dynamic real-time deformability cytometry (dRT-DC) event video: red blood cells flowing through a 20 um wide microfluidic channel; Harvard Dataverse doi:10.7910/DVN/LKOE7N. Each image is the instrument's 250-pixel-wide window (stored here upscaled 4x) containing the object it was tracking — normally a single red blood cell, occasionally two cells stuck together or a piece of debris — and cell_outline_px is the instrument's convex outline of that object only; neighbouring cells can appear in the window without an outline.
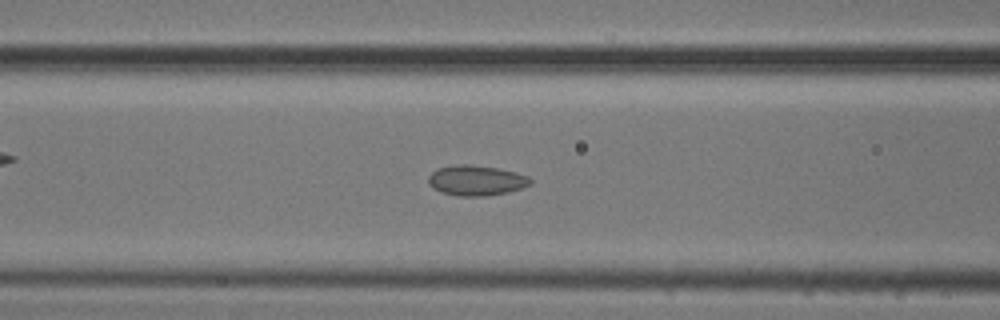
{"species": "common noctule bat (a hibernating species)", "species_latin": "Nyctalus noctula", "temperature_condition": "cold", "stored_images_in_passage": 53, "camera_frame_rate_fps": 3000, "um_per_image_px": 0.085, "animal": {"sex": "male", "body_mass_g": 20.5, "forearm_length_mm": 52.5}, "frame": {"image": 1, "passage_image": 21, "time_ms": 6.667, "image_size_px": [1000, 320], "cell_outline_px": [[532, 184], [508, 192], [488, 196], [456, 196], [440, 192], [432, 188], [428, 184], [428, 176], [436, 168], [460, 164], [468, 164], [496, 168], [516, 172], [528, 176], [532, 180]], "centroid_in_image_um": [40.45, 15.34], "position_along_channel_um": 126.2, "area_um2": 18.15}}
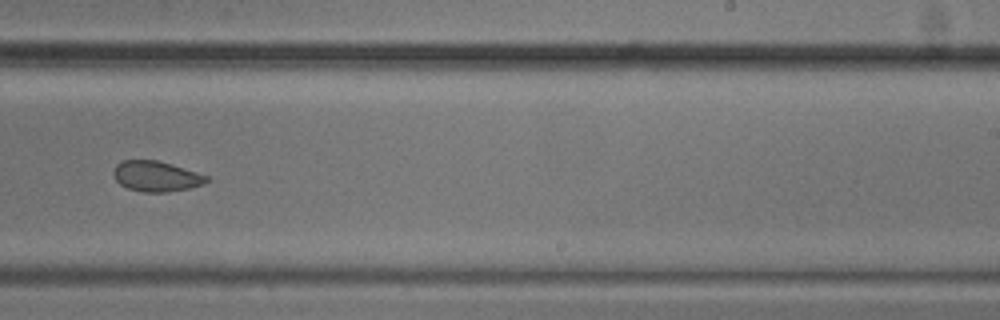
{"frame": {"image": 2, "passage_image": 33, "time_ms": 10.667, "image_size_px": [1000, 320], "cell_outline_px": [[208, 180], [204, 184], [188, 188], [168, 192], [144, 192], [128, 188], [120, 184], [116, 180], [112, 172], [116, 164], [124, 160], [156, 160], [172, 164], [208, 176]], "centroid_in_image_um": [13.26, 14.98], "position_along_channel_um": 275.7, "area_um2": 16.42}}
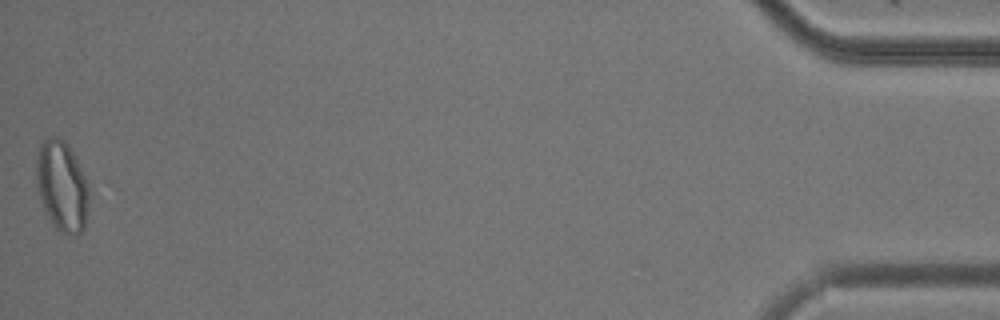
{"frame": {"image": 3, "passage_image": 53, "time_ms": 17.333, "image_size_px": [1000, 320], "cell_outline_px": [[88, 200], [84, 228], [76, 236], [68, 236], [56, 228], [48, 216], [44, 208], [40, 196], [36, 180], [36, 156], [40, 144], [48, 136], [56, 136], [64, 140], [68, 144], [88, 184]], "centroid_in_image_um": [5.25, 15.8], "position_along_channel_um": 430.0, "area_um2": 27.51}, "authors_computed_cell_mechanics": {"area_um2": 19.1896, "velocity_mm_per_s": 3.7401, "shape_relaxation_time_tau1_ms": null, "shape_relaxation_time_tau2_ms": 2.3114, "deformation_change_tau1": null, "deformation_change_tau2": 0.0666}}